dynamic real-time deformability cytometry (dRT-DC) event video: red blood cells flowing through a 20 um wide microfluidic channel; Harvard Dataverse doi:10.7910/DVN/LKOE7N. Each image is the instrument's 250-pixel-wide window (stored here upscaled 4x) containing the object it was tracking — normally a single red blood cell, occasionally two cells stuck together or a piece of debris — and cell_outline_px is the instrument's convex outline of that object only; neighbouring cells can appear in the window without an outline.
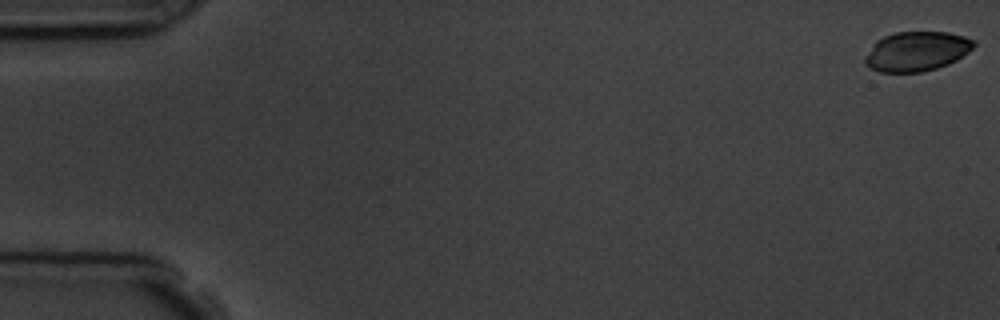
{"species": "common noctule bat (a hibernating species)", "species_latin": "Nyctalus noctula", "temperature_condition": "room temperature", "stored_images_in_passage": 8, "camera_frame_rate_fps": 3000, "um_per_image_px": 0.085, "animal": {"sex": "male", "body_mass_g": 19.5, "forearm_length_mm": 54.6}, "frame": {"image": 1, "passage_image": 1, "time_ms": 0.0, "image_size_px": [1000, 320], "cell_outline_px": [[976, 44], [968, 52], [956, 60], [948, 64], [936, 68], [920, 72], [880, 72], [864, 64], [864, 60], [872, 44], [876, 40], [884, 36], [896, 32], [948, 32], [964, 36], [976, 40]], "centroid_in_image_um": [77.92, 4.35], "position_along_channel_um": 7.1, "area_um2": 25.09}}
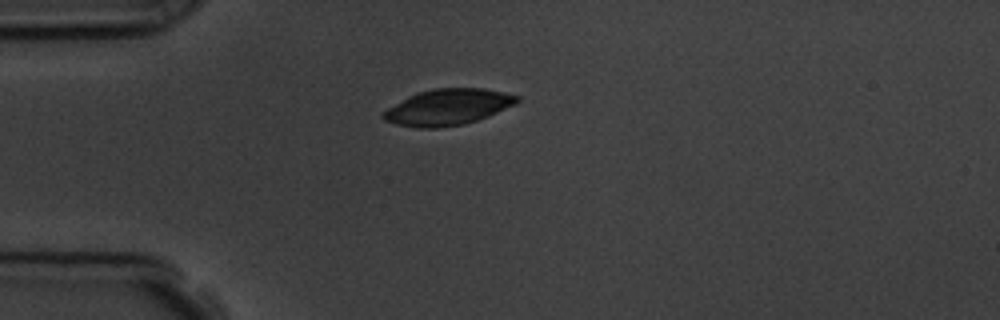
{"frame": {"image": 2, "passage_image": 5, "time_ms": 4.667, "image_size_px": [1000, 320], "cell_outline_px": [[520, 100], [516, 104], [488, 116], [464, 124], [436, 128], [416, 128], [396, 124], [384, 120], [380, 116], [388, 108], [408, 96], [416, 92], [432, 88], [484, 88], [504, 92], [520, 96]], "centroid_in_image_um": [38.07, 9.1], "position_along_channel_um": 46.9, "area_um2": 28.21}}